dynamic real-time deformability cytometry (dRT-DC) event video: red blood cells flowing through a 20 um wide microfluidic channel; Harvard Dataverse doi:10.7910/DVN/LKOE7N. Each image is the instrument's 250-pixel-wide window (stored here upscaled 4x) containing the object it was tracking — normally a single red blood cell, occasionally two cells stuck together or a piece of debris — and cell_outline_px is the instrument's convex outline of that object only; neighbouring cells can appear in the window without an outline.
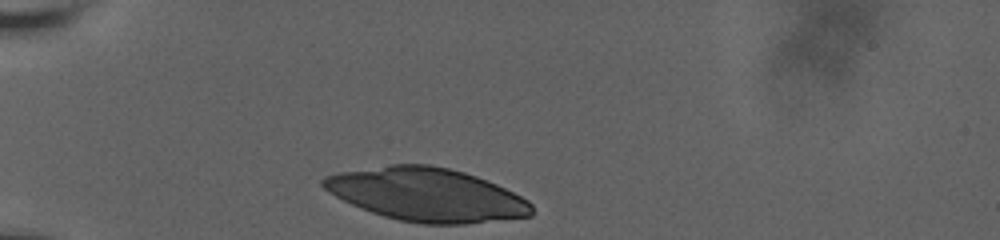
{"species": "human", "species_latin": "Homo sapiens", "temperature_condition": "room temperature", "stored_images_in_passage": 32, "camera_frame_rate_fps": 3000, "um_per_image_px": 0.085, "donor": {"sex": "male"}, "frame": {"image": 1, "passage_image": 1, "time_ms": 0.0, "image_size_px": [1000, 240], "cell_outline_px": [[532, 216], [464, 224], [424, 224], [400, 220], [384, 216], [372, 212], [352, 204], [328, 192], [320, 184], [320, 180], [324, 176], [340, 172], [392, 164], [428, 164], [448, 168], [464, 172], [476, 176], [496, 184], [528, 200], [532, 204]], "centroid_in_image_um": [36.25, 16.54], "position_along_channel_um": 48.7, "area_um2": 64.33}}